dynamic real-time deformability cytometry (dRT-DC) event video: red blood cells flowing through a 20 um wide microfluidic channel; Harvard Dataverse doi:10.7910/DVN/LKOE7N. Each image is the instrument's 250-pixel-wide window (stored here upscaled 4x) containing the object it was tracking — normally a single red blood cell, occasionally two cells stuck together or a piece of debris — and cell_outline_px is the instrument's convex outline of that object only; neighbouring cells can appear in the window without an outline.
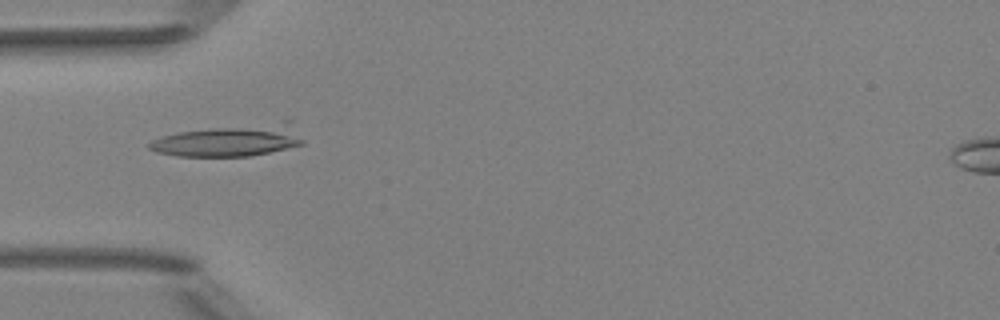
{"species": "Egyptian fruit bat (a non-hibernating species)", "species_latin": "Rousettus aegyptiacus", "temperature_condition": "room temperature", "stored_images_in_passage": 34, "camera_frame_rate_fps": 3000, "um_per_image_px": 0.085, "animal": {"sex": "female"}, "frame": {"image": 1, "passage_image": 8, "time_ms": 2.333, "image_size_px": [1000, 320], "cell_outline_px": [[304, 144], [268, 152], [248, 156], [176, 156], [156, 152], [148, 148], [148, 144], [152, 140], [176, 132], [212, 128], [280, 128], [304, 140]], "centroid_in_image_um": [19.11, 12.08], "position_along_channel_um": 65.9, "area_um2": 25.2}}
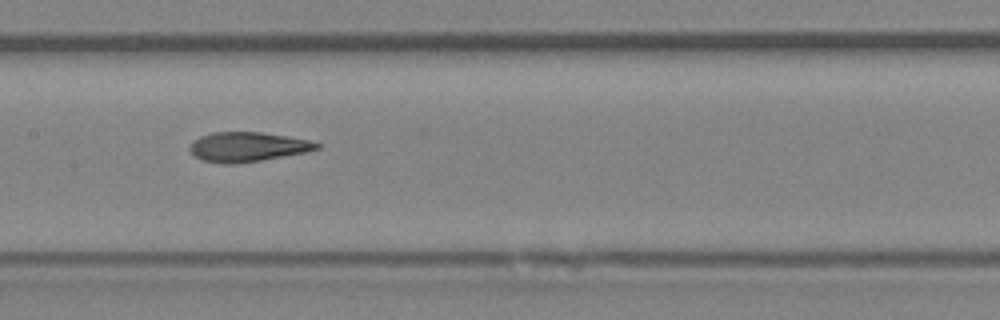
{"frame": {"image": 2, "passage_image": 17, "time_ms": 5.333, "image_size_px": [1000, 320], "cell_outline_px": [[320, 148], [304, 152], [260, 160], [236, 164], [224, 164], [204, 160], [196, 156], [188, 148], [192, 140], [200, 136], [212, 132], [260, 132], [308, 140], [320, 144]], "centroid_in_image_um": [20.98, 12.48], "position_along_channel_um": 186.4, "area_um2": 21.56}}
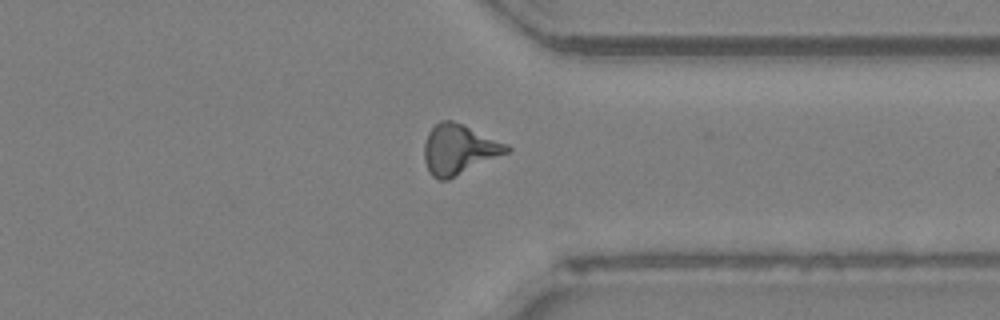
{"frame": {"image": 3, "passage_image": 31, "time_ms": 10.0, "image_size_px": [1000, 320], "cell_outline_px": [[512, 148], [508, 152], [448, 180], [436, 180], [432, 176], [424, 160], [424, 144], [428, 132], [440, 120], [452, 120], [508, 144]], "centroid_in_image_um": [38.99, 12.71], "position_along_channel_um": 372.4, "area_um2": 23.81}, "authors_computed_cell_mechanics": {"area_um2": 22.253, "velocity_mm_per_s": 4.0211, "shape_relaxation_time_tau1_ms": 6.7966, "shape_relaxation_time_tau2_ms": 2.2358, "deformation_change_tau1": 0.2296, "deformation_change_tau2": 0.1182}}